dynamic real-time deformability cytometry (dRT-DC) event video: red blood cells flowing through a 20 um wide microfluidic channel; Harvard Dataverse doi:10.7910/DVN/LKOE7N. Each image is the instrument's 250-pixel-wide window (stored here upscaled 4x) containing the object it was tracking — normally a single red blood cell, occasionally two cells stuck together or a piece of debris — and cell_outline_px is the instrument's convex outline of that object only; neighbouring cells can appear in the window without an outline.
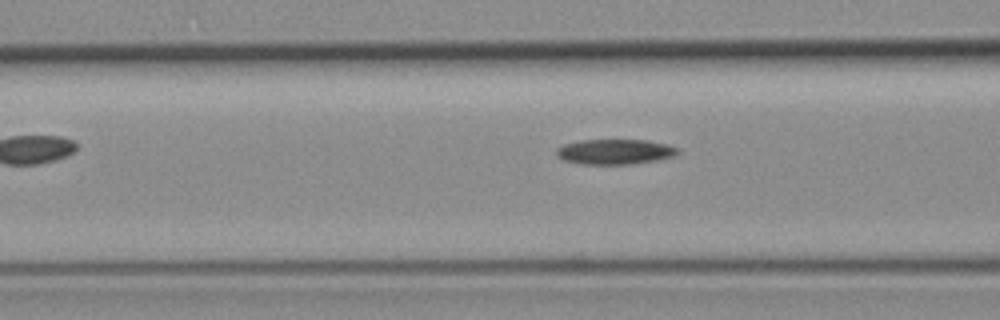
{"species": "common noctule bat (a hibernating species)", "species_latin": "Nyctalus noctula", "temperature_condition": "room temperature", "stored_images_in_passage": 4, "camera_frame_rate_fps": 3000, "um_per_image_px": 0.085, "animal": {"sex": "female", "body_mass_g": 19.3, "forearm_length_mm": 54.1}, "frame": {"image": 1, "passage_image": 4, "time_ms": 4.333, "image_size_px": [1000, 320], "cell_outline_px": [[680, 152], [676, 156], [660, 160], [632, 164], [580, 164], [564, 160], [556, 156], [556, 148], [564, 144], [580, 140], [644, 140], [668, 144], [676, 148]], "centroid_in_image_um": [52.28, 12.9], "position_along_channel_um": 114.3, "area_um2": 17.98}}